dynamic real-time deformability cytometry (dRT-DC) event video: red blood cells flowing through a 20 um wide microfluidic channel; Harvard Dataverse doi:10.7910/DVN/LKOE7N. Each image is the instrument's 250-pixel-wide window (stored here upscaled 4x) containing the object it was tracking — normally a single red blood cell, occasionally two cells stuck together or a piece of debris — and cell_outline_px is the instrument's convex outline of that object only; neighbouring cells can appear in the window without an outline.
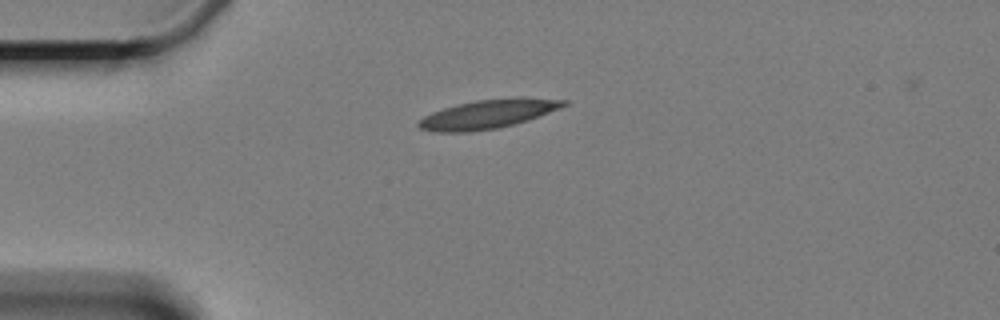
{"species": "Egyptian fruit bat (a non-hibernating species)", "species_latin": "Rousettus aegyptiacus", "temperature_condition": "cold", "stored_images_in_passage": 4, "camera_frame_rate_fps": 3000, "um_per_image_px": 0.085, "animal": {"sex": "female"}, "frame": {"image": 1, "passage_image": 3, "time_ms": 5.667, "image_size_px": [1000, 320], "cell_outline_px": [[568, 104], [560, 108], [512, 124], [496, 128], [468, 132], [436, 132], [420, 128], [416, 124], [424, 116], [432, 112], [456, 104], [476, 100], [516, 96], [520, 96], [568, 100]], "centroid_in_image_um": [41.47, 9.67], "position_along_channel_um": 43.5, "area_um2": 24.33}}